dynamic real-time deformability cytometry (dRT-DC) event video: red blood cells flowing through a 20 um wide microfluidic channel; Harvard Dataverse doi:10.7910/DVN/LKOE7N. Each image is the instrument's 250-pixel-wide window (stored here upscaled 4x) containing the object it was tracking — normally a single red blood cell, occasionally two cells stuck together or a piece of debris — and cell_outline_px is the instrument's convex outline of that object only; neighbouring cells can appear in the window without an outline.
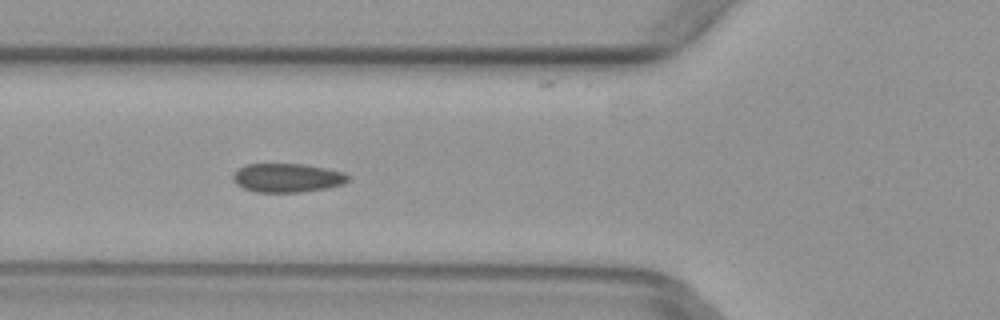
{"species": "common noctule bat (a hibernating species)", "species_latin": "Nyctalus noctula", "temperature_condition": "warm", "stored_images_in_passage": 6, "camera_frame_rate_fps": 3000, "um_per_image_px": 0.085, "animal": {"sex": "female", "body_mass_g": 29.2, "forearm_length_mm": 56.3}, "frame": {"image": 1, "passage_image": 5, "time_ms": 1.333, "image_size_px": [1000, 320], "cell_outline_px": [[352, 176], [344, 184], [328, 188], [300, 192], [256, 192], [244, 188], [236, 184], [232, 180], [232, 176], [240, 168], [248, 164], [304, 164], [344, 172]], "centroid_in_image_um": [24.45, 15.12], "position_along_channel_um": 101.3, "area_um2": 19.36}}
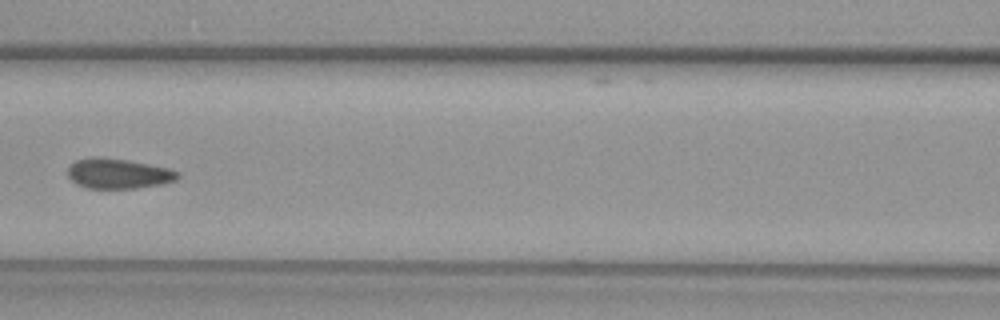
{"frame": {"image": 2, "passage_image": 6, "time_ms": 1.667, "image_size_px": [1000, 320], "cell_outline_px": [[180, 176], [176, 180], [164, 184], [136, 188], [84, 188], [76, 184], [68, 176], [68, 168], [76, 160], [92, 156], [96, 156], [128, 160], [168, 168], [180, 172]], "centroid_in_image_um": [10.06, 14.75], "position_along_channel_um": 156.5, "area_um2": 19.42}}